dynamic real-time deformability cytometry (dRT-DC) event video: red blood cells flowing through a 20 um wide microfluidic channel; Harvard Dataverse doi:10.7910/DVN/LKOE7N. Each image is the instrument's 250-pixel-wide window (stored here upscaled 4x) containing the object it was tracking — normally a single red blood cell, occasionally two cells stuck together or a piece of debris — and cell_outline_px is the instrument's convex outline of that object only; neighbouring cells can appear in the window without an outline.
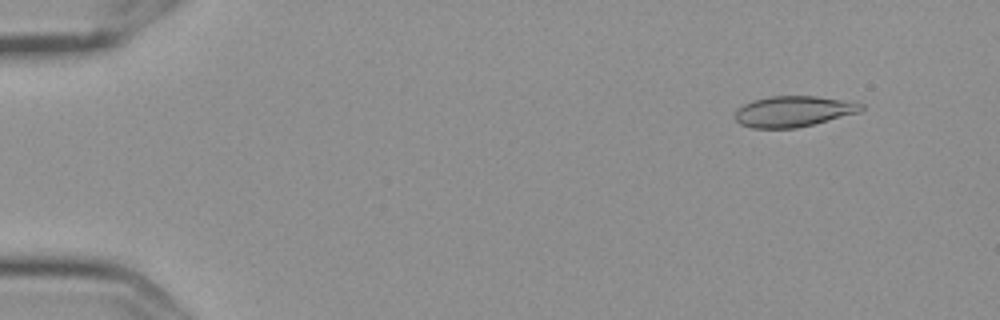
{"species": "Egyptian fruit bat (a non-hibernating species)", "species_latin": "Rousettus aegyptiacus", "temperature_condition": "cold", "stored_images_in_passage": 8, "camera_frame_rate_fps": 3000, "um_per_image_px": 0.085, "frame": {"image": 1, "passage_image": 2, "time_ms": 0.333, "image_size_px": [1000, 320], "cell_outline_px": [[864, 108], [860, 112], [796, 128], [752, 128], [740, 124], [736, 120], [736, 108], [752, 100], [772, 96], [816, 96], [856, 100], [864, 104]], "centroid_in_image_um": [67.5, 9.45], "position_along_channel_um": 17.5, "area_um2": 22.89}}
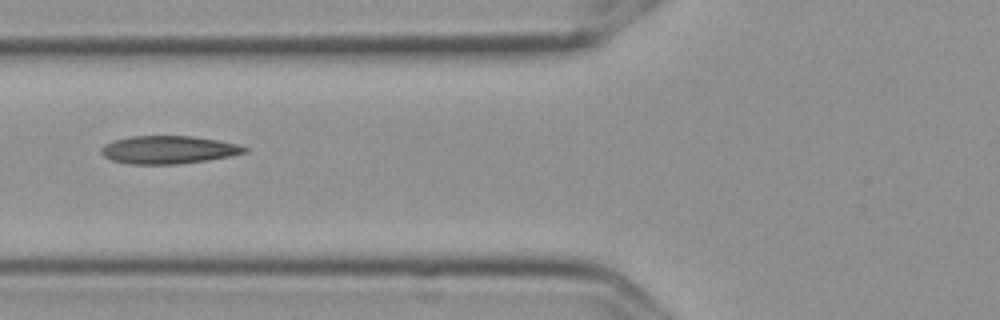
{"frame": {"image": 2, "passage_image": 6, "time_ms": 1.667, "image_size_px": [1000, 320], "cell_outline_px": [[248, 152], [232, 156], [208, 160], [176, 164], [128, 164], [112, 160], [104, 156], [100, 152], [100, 148], [104, 144], [112, 140], [128, 136], [192, 136], [220, 140], [240, 144], [248, 148]], "centroid_in_image_um": [14.33, 12.72], "position_along_channel_um": 111.5, "area_um2": 23.7}}
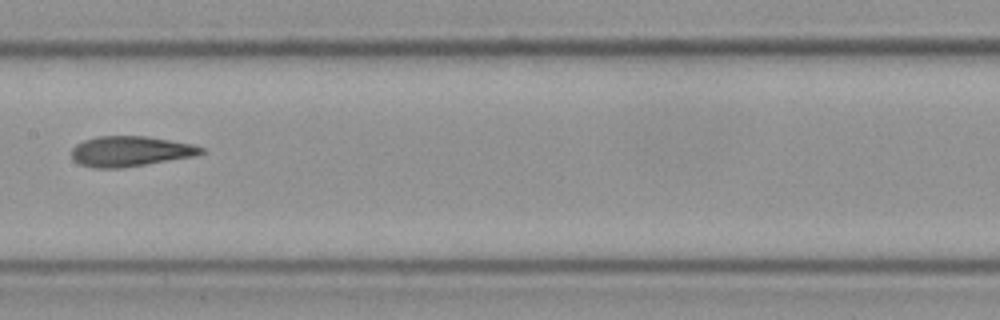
{"frame": {"image": 3, "passage_image": 8, "time_ms": 2.333, "image_size_px": [1000, 320], "cell_outline_px": [[204, 152], [196, 156], [120, 168], [92, 168], [80, 164], [72, 156], [72, 148], [76, 144], [84, 140], [96, 136], [148, 136], [192, 144], [204, 148]], "centroid_in_image_um": [11.08, 12.85], "position_along_channel_um": 196.3, "area_um2": 22.83}}